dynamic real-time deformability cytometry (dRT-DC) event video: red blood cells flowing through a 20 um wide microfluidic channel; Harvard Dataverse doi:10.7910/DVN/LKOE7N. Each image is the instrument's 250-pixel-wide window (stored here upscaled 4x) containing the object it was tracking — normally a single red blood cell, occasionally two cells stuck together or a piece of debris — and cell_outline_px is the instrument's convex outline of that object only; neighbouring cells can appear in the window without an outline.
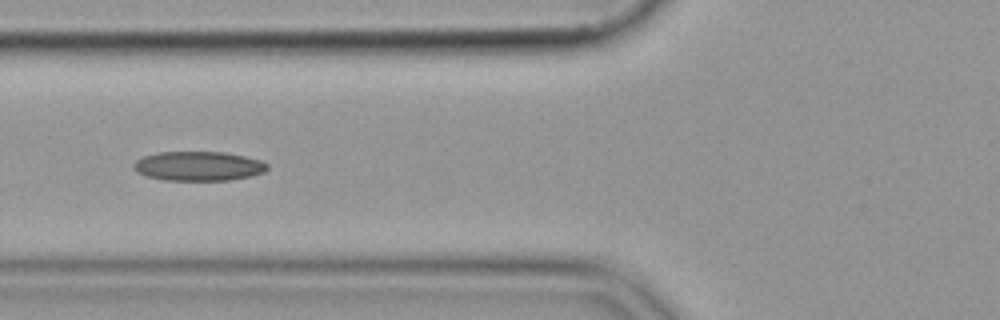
{"species": "common noctule bat (a hibernating species)", "species_latin": "Nyctalus noctula", "temperature_condition": "cold", "stored_images_in_passage": 39, "camera_frame_rate_fps": 3000, "um_per_image_px": 0.085, "animal": {"sex": "female", "body_mass_g": 19.9}, "frame": {"image": 1, "passage_image": 6, "time_ms": 1.667, "image_size_px": [1000, 320], "cell_outline_px": [[268, 168], [264, 172], [248, 176], [228, 180], [164, 180], [148, 176], [136, 172], [132, 168], [132, 164], [136, 160], [144, 156], [156, 152], [224, 152], [244, 156], [260, 160], [268, 164]], "centroid_in_image_um": [16.83, 14.11], "position_along_channel_um": 109.0, "area_um2": 22.83}}